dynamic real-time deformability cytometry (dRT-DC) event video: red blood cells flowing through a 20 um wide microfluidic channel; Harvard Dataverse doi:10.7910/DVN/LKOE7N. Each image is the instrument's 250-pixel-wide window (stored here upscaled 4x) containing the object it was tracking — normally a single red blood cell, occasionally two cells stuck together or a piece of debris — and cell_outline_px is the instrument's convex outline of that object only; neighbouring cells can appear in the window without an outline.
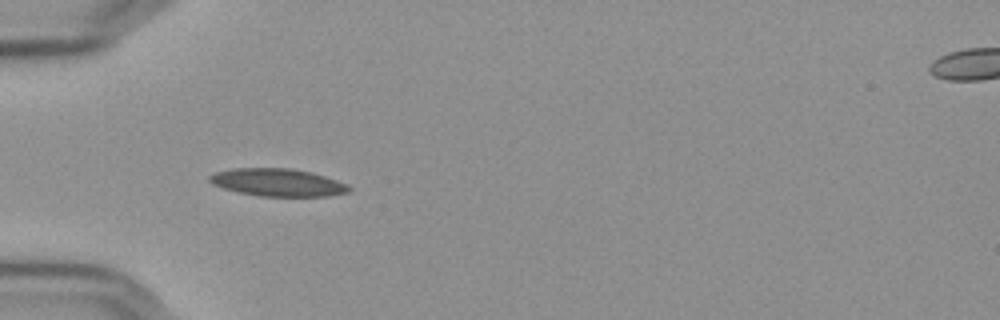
{"species": "Egyptian fruit bat (a non-hibernating species)", "species_latin": "Rousettus aegyptiacus", "temperature_condition": "cold", "stored_images_in_passage": 39, "camera_frame_rate_fps": 3000, "um_per_image_px": 0.085, "frame": {"image": 1, "passage_image": 1, "time_ms": 0.0, "image_size_px": [1000, 320], "cell_outline_px": [[352, 188], [348, 192], [328, 196], [260, 196], [240, 192], [224, 188], [212, 184], [208, 180], [208, 176], [216, 172], [232, 168], [292, 168], [312, 172], [348, 184]], "centroid_in_image_um": [23.61, 15.5], "position_along_channel_um": 61.4, "area_um2": 22.43}}
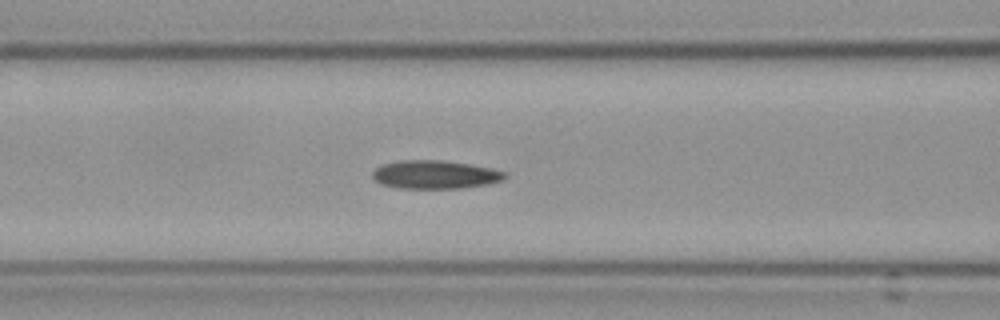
{"frame": {"image": 2, "passage_image": 7, "time_ms": 2.0, "image_size_px": [1000, 320], "cell_outline_px": [[508, 176], [500, 180], [484, 184], [460, 188], [400, 188], [380, 184], [372, 176], [372, 172], [380, 164], [400, 160], [444, 160], [492, 168], [504, 172]], "centroid_in_image_um": [36.92, 14.83], "position_along_channel_um": 129.7, "area_um2": 21.73}}
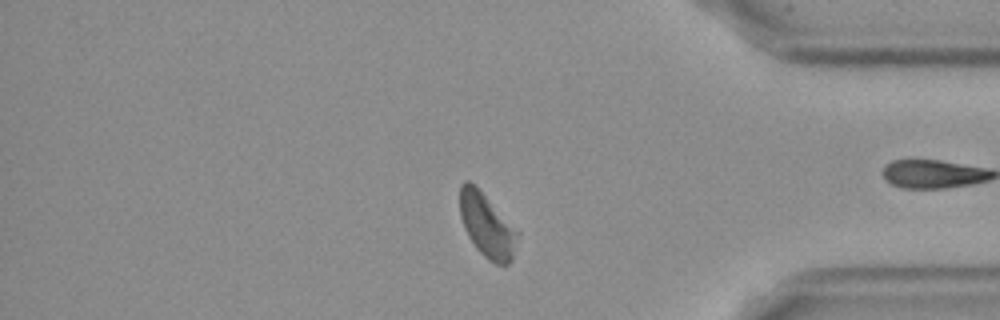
{"frame": {"image": 3, "passage_image": 29, "time_ms": 9.333, "image_size_px": [1000, 320], "cell_outline_px": [[520, 232], [512, 260], [508, 264], [496, 264], [488, 260], [476, 248], [468, 236], [464, 228], [460, 216], [460, 184], [464, 180], [468, 180]], "centroid_in_image_um": [41.39, 19.21], "position_along_channel_um": 393.8, "area_um2": 21.1}, "authors_computed_cell_mechanics": {"area_um2": 21.386, "velocity_mm_per_s": 3.631, "shape_relaxation_time_tau1_ms": null, "shape_relaxation_time_tau2_ms": 3.971, "deformation_change_tau1": null, "deformation_change_tau2": 0.1077}}